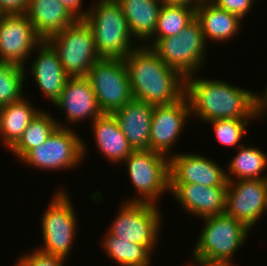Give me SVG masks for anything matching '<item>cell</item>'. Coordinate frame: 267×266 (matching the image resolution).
I'll use <instances>...</instances> for the list:
<instances>
[{
	"instance_id": "cell-1",
	"label": "cell",
	"mask_w": 267,
	"mask_h": 266,
	"mask_svg": "<svg viewBox=\"0 0 267 266\" xmlns=\"http://www.w3.org/2000/svg\"><path fill=\"white\" fill-rule=\"evenodd\" d=\"M195 76L185 79V95L193 117L206 123L217 119H257L255 92L219 79Z\"/></svg>"
},
{
	"instance_id": "cell-2",
	"label": "cell",
	"mask_w": 267,
	"mask_h": 266,
	"mask_svg": "<svg viewBox=\"0 0 267 266\" xmlns=\"http://www.w3.org/2000/svg\"><path fill=\"white\" fill-rule=\"evenodd\" d=\"M134 99L151 105L174 103L185 95V79L145 45H139L125 58Z\"/></svg>"
},
{
	"instance_id": "cell-3",
	"label": "cell",
	"mask_w": 267,
	"mask_h": 266,
	"mask_svg": "<svg viewBox=\"0 0 267 266\" xmlns=\"http://www.w3.org/2000/svg\"><path fill=\"white\" fill-rule=\"evenodd\" d=\"M92 5L84 20L92 29L99 56L124 59L137 45L133 46L134 37L120 3L117 0H98Z\"/></svg>"
},
{
	"instance_id": "cell-4",
	"label": "cell",
	"mask_w": 267,
	"mask_h": 266,
	"mask_svg": "<svg viewBox=\"0 0 267 266\" xmlns=\"http://www.w3.org/2000/svg\"><path fill=\"white\" fill-rule=\"evenodd\" d=\"M148 41L150 42L144 45L150 47L160 59L184 79L199 72V67L205 63L207 43L201 24L196 18L178 35Z\"/></svg>"
},
{
	"instance_id": "cell-5",
	"label": "cell",
	"mask_w": 267,
	"mask_h": 266,
	"mask_svg": "<svg viewBox=\"0 0 267 266\" xmlns=\"http://www.w3.org/2000/svg\"><path fill=\"white\" fill-rule=\"evenodd\" d=\"M136 195L126 202L158 204L163 193L170 192L169 158L152 150H134L124 161Z\"/></svg>"
},
{
	"instance_id": "cell-6",
	"label": "cell",
	"mask_w": 267,
	"mask_h": 266,
	"mask_svg": "<svg viewBox=\"0 0 267 266\" xmlns=\"http://www.w3.org/2000/svg\"><path fill=\"white\" fill-rule=\"evenodd\" d=\"M47 42L58 54L62 68L69 77H86L92 65L101 58L92 29L84 19H77Z\"/></svg>"
},
{
	"instance_id": "cell-7",
	"label": "cell",
	"mask_w": 267,
	"mask_h": 266,
	"mask_svg": "<svg viewBox=\"0 0 267 266\" xmlns=\"http://www.w3.org/2000/svg\"><path fill=\"white\" fill-rule=\"evenodd\" d=\"M41 218L42 252L68 259L77 233V217L65 188L58 190ZM74 241V242H73Z\"/></svg>"
},
{
	"instance_id": "cell-8",
	"label": "cell",
	"mask_w": 267,
	"mask_h": 266,
	"mask_svg": "<svg viewBox=\"0 0 267 266\" xmlns=\"http://www.w3.org/2000/svg\"><path fill=\"white\" fill-rule=\"evenodd\" d=\"M203 219L205 224L191 253L233 263L232 257L245 243L250 229L243 222L225 214Z\"/></svg>"
},
{
	"instance_id": "cell-9",
	"label": "cell",
	"mask_w": 267,
	"mask_h": 266,
	"mask_svg": "<svg viewBox=\"0 0 267 266\" xmlns=\"http://www.w3.org/2000/svg\"><path fill=\"white\" fill-rule=\"evenodd\" d=\"M159 209L153 203L122 201L107 232L123 240L147 246L152 251L156 248L163 223Z\"/></svg>"
},
{
	"instance_id": "cell-10",
	"label": "cell",
	"mask_w": 267,
	"mask_h": 266,
	"mask_svg": "<svg viewBox=\"0 0 267 266\" xmlns=\"http://www.w3.org/2000/svg\"><path fill=\"white\" fill-rule=\"evenodd\" d=\"M86 78L103 114H114L133 99L124 59L100 58L92 65Z\"/></svg>"
},
{
	"instance_id": "cell-11",
	"label": "cell",
	"mask_w": 267,
	"mask_h": 266,
	"mask_svg": "<svg viewBox=\"0 0 267 266\" xmlns=\"http://www.w3.org/2000/svg\"><path fill=\"white\" fill-rule=\"evenodd\" d=\"M73 128L58 127L41 145L31 149L21 160L41 170H67L80 165L88 151L83 139Z\"/></svg>"
},
{
	"instance_id": "cell-12",
	"label": "cell",
	"mask_w": 267,
	"mask_h": 266,
	"mask_svg": "<svg viewBox=\"0 0 267 266\" xmlns=\"http://www.w3.org/2000/svg\"><path fill=\"white\" fill-rule=\"evenodd\" d=\"M267 211V179L227 181L224 214L250 230Z\"/></svg>"
},
{
	"instance_id": "cell-13",
	"label": "cell",
	"mask_w": 267,
	"mask_h": 266,
	"mask_svg": "<svg viewBox=\"0 0 267 266\" xmlns=\"http://www.w3.org/2000/svg\"><path fill=\"white\" fill-rule=\"evenodd\" d=\"M42 41L26 14L0 19V61L25 68L29 55Z\"/></svg>"
},
{
	"instance_id": "cell-14",
	"label": "cell",
	"mask_w": 267,
	"mask_h": 266,
	"mask_svg": "<svg viewBox=\"0 0 267 266\" xmlns=\"http://www.w3.org/2000/svg\"><path fill=\"white\" fill-rule=\"evenodd\" d=\"M190 104L186 95L167 105H156L150 130L149 150L171 157V150L190 117Z\"/></svg>"
},
{
	"instance_id": "cell-15",
	"label": "cell",
	"mask_w": 267,
	"mask_h": 266,
	"mask_svg": "<svg viewBox=\"0 0 267 266\" xmlns=\"http://www.w3.org/2000/svg\"><path fill=\"white\" fill-rule=\"evenodd\" d=\"M170 183L227 186L225 170L214 160L196 153H172L169 158Z\"/></svg>"
},
{
	"instance_id": "cell-16",
	"label": "cell",
	"mask_w": 267,
	"mask_h": 266,
	"mask_svg": "<svg viewBox=\"0 0 267 266\" xmlns=\"http://www.w3.org/2000/svg\"><path fill=\"white\" fill-rule=\"evenodd\" d=\"M170 193L186 213L201 217L200 219L224 214L227 186L170 183Z\"/></svg>"
},
{
	"instance_id": "cell-17",
	"label": "cell",
	"mask_w": 267,
	"mask_h": 266,
	"mask_svg": "<svg viewBox=\"0 0 267 266\" xmlns=\"http://www.w3.org/2000/svg\"><path fill=\"white\" fill-rule=\"evenodd\" d=\"M65 111V119L69 124L79 123L82 119H91L93 122L103 113L98 105L97 98L86 77H69L64 85L59 99L53 104Z\"/></svg>"
},
{
	"instance_id": "cell-18",
	"label": "cell",
	"mask_w": 267,
	"mask_h": 266,
	"mask_svg": "<svg viewBox=\"0 0 267 266\" xmlns=\"http://www.w3.org/2000/svg\"><path fill=\"white\" fill-rule=\"evenodd\" d=\"M38 47V54L31 64L30 72L38 88L54 104L59 99L69 76L62 68L58 54L47 41H42Z\"/></svg>"
},
{
	"instance_id": "cell-19",
	"label": "cell",
	"mask_w": 267,
	"mask_h": 266,
	"mask_svg": "<svg viewBox=\"0 0 267 266\" xmlns=\"http://www.w3.org/2000/svg\"><path fill=\"white\" fill-rule=\"evenodd\" d=\"M153 110L154 105L133 98L113 114L133 150H149Z\"/></svg>"
},
{
	"instance_id": "cell-20",
	"label": "cell",
	"mask_w": 267,
	"mask_h": 266,
	"mask_svg": "<svg viewBox=\"0 0 267 266\" xmlns=\"http://www.w3.org/2000/svg\"><path fill=\"white\" fill-rule=\"evenodd\" d=\"M26 15L43 41L77 20L59 0H29Z\"/></svg>"
},
{
	"instance_id": "cell-21",
	"label": "cell",
	"mask_w": 267,
	"mask_h": 266,
	"mask_svg": "<svg viewBox=\"0 0 267 266\" xmlns=\"http://www.w3.org/2000/svg\"><path fill=\"white\" fill-rule=\"evenodd\" d=\"M196 19L201 24L202 32L206 42H224L237 36L241 30L242 20L216 6L214 3H203L196 6Z\"/></svg>"
},
{
	"instance_id": "cell-22",
	"label": "cell",
	"mask_w": 267,
	"mask_h": 266,
	"mask_svg": "<svg viewBox=\"0 0 267 266\" xmlns=\"http://www.w3.org/2000/svg\"><path fill=\"white\" fill-rule=\"evenodd\" d=\"M91 123L95 144L108 161L121 163L134 151L113 114H102Z\"/></svg>"
},
{
	"instance_id": "cell-23",
	"label": "cell",
	"mask_w": 267,
	"mask_h": 266,
	"mask_svg": "<svg viewBox=\"0 0 267 266\" xmlns=\"http://www.w3.org/2000/svg\"><path fill=\"white\" fill-rule=\"evenodd\" d=\"M127 19L130 32L134 39L144 45L154 35L159 12L162 7L160 0H117ZM145 40V41H144ZM142 41V42H141Z\"/></svg>"
},
{
	"instance_id": "cell-24",
	"label": "cell",
	"mask_w": 267,
	"mask_h": 266,
	"mask_svg": "<svg viewBox=\"0 0 267 266\" xmlns=\"http://www.w3.org/2000/svg\"><path fill=\"white\" fill-rule=\"evenodd\" d=\"M39 111L26 97L0 107V136L6 149L10 150L18 142Z\"/></svg>"
},
{
	"instance_id": "cell-25",
	"label": "cell",
	"mask_w": 267,
	"mask_h": 266,
	"mask_svg": "<svg viewBox=\"0 0 267 266\" xmlns=\"http://www.w3.org/2000/svg\"><path fill=\"white\" fill-rule=\"evenodd\" d=\"M238 148L228 165L229 172L225 169L226 180L267 179L266 175H261L267 167V154L255 146L241 145Z\"/></svg>"
},
{
	"instance_id": "cell-26",
	"label": "cell",
	"mask_w": 267,
	"mask_h": 266,
	"mask_svg": "<svg viewBox=\"0 0 267 266\" xmlns=\"http://www.w3.org/2000/svg\"><path fill=\"white\" fill-rule=\"evenodd\" d=\"M102 240V248L119 266H151V251L147 246L123 240L108 232Z\"/></svg>"
},
{
	"instance_id": "cell-27",
	"label": "cell",
	"mask_w": 267,
	"mask_h": 266,
	"mask_svg": "<svg viewBox=\"0 0 267 266\" xmlns=\"http://www.w3.org/2000/svg\"><path fill=\"white\" fill-rule=\"evenodd\" d=\"M56 120L50 113L40 110L9 151L21 161L31 149L43 144L58 127H65Z\"/></svg>"
},
{
	"instance_id": "cell-28",
	"label": "cell",
	"mask_w": 267,
	"mask_h": 266,
	"mask_svg": "<svg viewBox=\"0 0 267 266\" xmlns=\"http://www.w3.org/2000/svg\"><path fill=\"white\" fill-rule=\"evenodd\" d=\"M195 18L196 6L162 4L154 35L150 39H162L178 35Z\"/></svg>"
},
{
	"instance_id": "cell-29",
	"label": "cell",
	"mask_w": 267,
	"mask_h": 266,
	"mask_svg": "<svg viewBox=\"0 0 267 266\" xmlns=\"http://www.w3.org/2000/svg\"><path fill=\"white\" fill-rule=\"evenodd\" d=\"M26 68L0 61V107L23 98Z\"/></svg>"
},
{
	"instance_id": "cell-30",
	"label": "cell",
	"mask_w": 267,
	"mask_h": 266,
	"mask_svg": "<svg viewBox=\"0 0 267 266\" xmlns=\"http://www.w3.org/2000/svg\"><path fill=\"white\" fill-rule=\"evenodd\" d=\"M253 119H217L212 120L210 123L217 137V140L229 147L241 146L243 144L239 143L242 141L243 136L247 134V129L249 121Z\"/></svg>"
},
{
	"instance_id": "cell-31",
	"label": "cell",
	"mask_w": 267,
	"mask_h": 266,
	"mask_svg": "<svg viewBox=\"0 0 267 266\" xmlns=\"http://www.w3.org/2000/svg\"><path fill=\"white\" fill-rule=\"evenodd\" d=\"M66 259L63 257L48 254L40 251L39 249H35L32 252H28L27 254L21 255L18 258L15 266H64V262Z\"/></svg>"
},
{
	"instance_id": "cell-32",
	"label": "cell",
	"mask_w": 267,
	"mask_h": 266,
	"mask_svg": "<svg viewBox=\"0 0 267 266\" xmlns=\"http://www.w3.org/2000/svg\"><path fill=\"white\" fill-rule=\"evenodd\" d=\"M254 2H256V0H214L212 3L238 16L242 20L245 18L244 16L252 10Z\"/></svg>"
},
{
	"instance_id": "cell-33",
	"label": "cell",
	"mask_w": 267,
	"mask_h": 266,
	"mask_svg": "<svg viewBox=\"0 0 267 266\" xmlns=\"http://www.w3.org/2000/svg\"><path fill=\"white\" fill-rule=\"evenodd\" d=\"M29 0H0V10L4 15L26 14Z\"/></svg>"
},
{
	"instance_id": "cell-34",
	"label": "cell",
	"mask_w": 267,
	"mask_h": 266,
	"mask_svg": "<svg viewBox=\"0 0 267 266\" xmlns=\"http://www.w3.org/2000/svg\"><path fill=\"white\" fill-rule=\"evenodd\" d=\"M64 6L77 18L84 19L87 16L89 9L82 10L83 0H59ZM82 10V12H81Z\"/></svg>"
},
{
	"instance_id": "cell-35",
	"label": "cell",
	"mask_w": 267,
	"mask_h": 266,
	"mask_svg": "<svg viewBox=\"0 0 267 266\" xmlns=\"http://www.w3.org/2000/svg\"><path fill=\"white\" fill-rule=\"evenodd\" d=\"M193 255V261L198 264L195 265V263L192 264H186V266H233L231 262L228 261H224V260H217V259H211V258H206V257H202L199 255Z\"/></svg>"
},
{
	"instance_id": "cell-36",
	"label": "cell",
	"mask_w": 267,
	"mask_h": 266,
	"mask_svg": "<svg viewBox=\"0 0 267 266\" xmlns=\"http://www.w3.org/2000/svg\"><path fill=\"white\" fill-rule=\"evenodd\" d=\"M263 94L255 95L256 99V118H261L267 111V86ZM265 112V113H264ZM263 114V115H262Z\"/></svg>"
},
{
	"instance_id": "cell-37",
	"label": "cell",
	"mask_w": 267,
	"mask_h": 266,
	"mask_svg": "<svg viewBox=\"0 0 267 266\" xmlns=\"http://www.w3.org/2000/svg\"><path fill=\"white\" fill-rule=\"evenodd\" d=\"M163 5L197 6L193 0H160Z\"/></svg>"
},
{
	"instance_id": "cell-38",
	"label": "cell",
	"mask_w": 267,
	"mask_h": 266,
	"mask_svg": "<svg viewBox=\"0 0 267 266\" xmlns=\"http://www.w3.org/2000/svg\"><path fill=\"white\" fill-rule=\"evenodd\" d=\"M214 0H193V2L198 5V4H203V3H211Z\"/></svg>"
},
{
	"instance_id": "cell-39",
	"label": "cell",
	"mask_w": 267,
	"mask_h": 266,
	"mask_svg": "<svg viewBox=\"0 0 267 266\" xmlns=\"http://www.w3.org/2000/svg\"><path fill=\"white\" fill-rule=\"evenodd\" d=\"M3 13L1 12V10H0V19L3 17Z\"/></svg>"
}]
</instances>
